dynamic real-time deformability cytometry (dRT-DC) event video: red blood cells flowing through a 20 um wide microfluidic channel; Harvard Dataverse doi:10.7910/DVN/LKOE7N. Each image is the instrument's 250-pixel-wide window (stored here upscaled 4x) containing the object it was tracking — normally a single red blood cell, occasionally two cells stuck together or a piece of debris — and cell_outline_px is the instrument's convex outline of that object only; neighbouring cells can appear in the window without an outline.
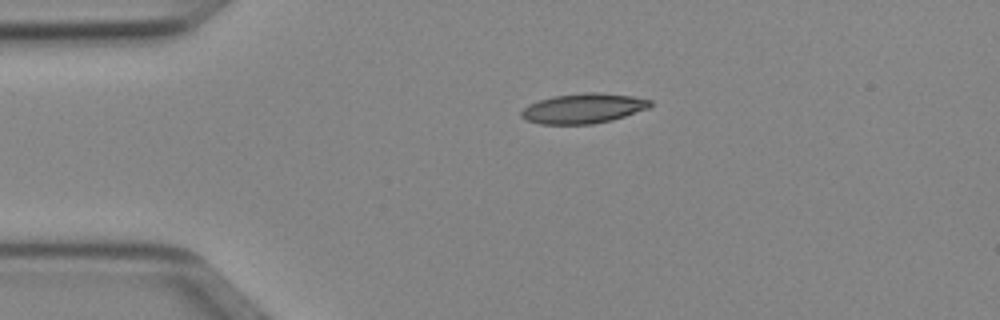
{"species": "Egyptian fruit bat (a non-hibernating species)", "species_latin": "Rousettus aegyptiacus", "temperature_condition": "cold", "stored_images_in_passage": 40, "camera_frame_rate_fps": 3000, "um_per_image_px": 0.085, "animal": {"sex": "female"}, "frame": {"image": 1, "passage_image": 1, "time_ms": 0.0, "image_size_px": [1000, 320], "cell_outline_px": [[652, 104], [648, 108], [612, 120], [592, 124], [540, 124], [524, 120], [520, 116], [520, 112], [528, 104], [540, 100], [556, 96], [584, 92], [596, 92], [632, 96], [652, 100]], "centroid_in_image_um": [49.56, 9.22], "position_along_channel_um": 35.4, "area_um2": 22.43}}
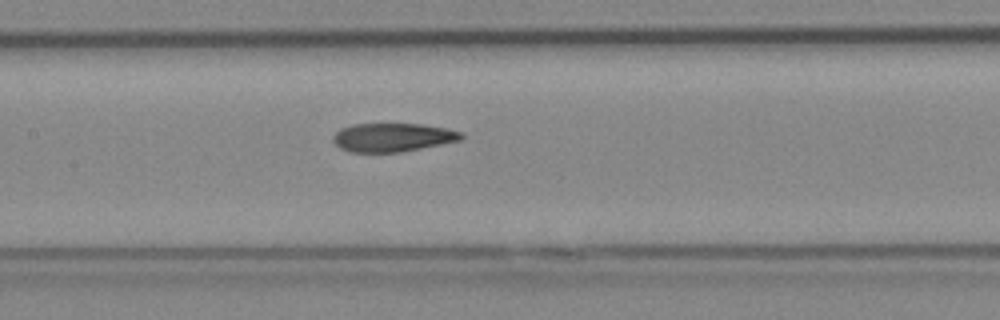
{"frame": {"image": 2, "passage_image": 14, "time_ms": 4.333, "image_size_px": [1000, 320], "cell_outline_px": [[464, 136], [460, 140], [400, 152], [348, 152], [340, 148], [332, 140], [332, 136], [340, 128], [352, 124], [420, 124], [448, 128], [464, 132]], "centroid_in_image_um": [33.36, 11.67], "position_along_channel_um": 174.0, "area_um2": 21.39}}
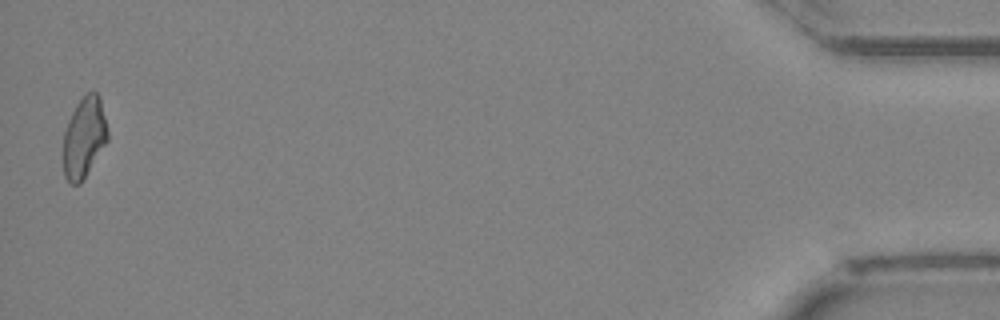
{"frame": {"image": 3, "passage_image": 40, "time_ms": 13.0, "image_size_px": [1000, 320], "cell_outline_px": [[108, 140], [80, 184], [68, 184], [64, 176], [64, 132], [68, 120], [76, 104], [84, 92], [96, 92], [100, 96], [108, 132]], "centroid_in_image_um": [7.15, 11.66], "position_along_channel_um": 428.1, "area_um2": 20.87}, "authors_computed_cell_mechanics": {"area_um2": 21.9929, "velocity_mm_per_s": 4.0119, "shape_relaxation_time_tau1_ms": 7.0996, "shape_relaxation_time_tau2_ms": 3.6397, "deformation_change_tau1": 0.1879, "deformation_change_tau2": 0.1211}}